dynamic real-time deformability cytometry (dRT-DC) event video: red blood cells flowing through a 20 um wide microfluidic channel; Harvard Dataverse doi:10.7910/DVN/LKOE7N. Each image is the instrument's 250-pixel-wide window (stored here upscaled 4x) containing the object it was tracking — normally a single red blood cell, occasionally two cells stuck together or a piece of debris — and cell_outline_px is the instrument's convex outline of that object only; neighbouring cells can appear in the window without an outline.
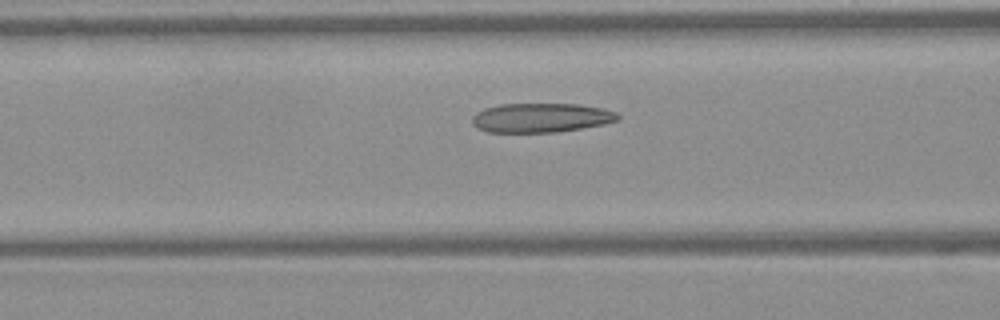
{"species": "Egyptian fruit bat (a non-hibernating species)", "species_latin": "Rousettus aegyptiacus", "temperature_condition": "warm", "stored_images_in_passage": 26, "camera_frame_rate_fps": 3000, "um_per_image_px": 0.085, "frame": {"image": 1, "passage_image": 6, "time_ms": 1.667, "image_size_px": [1000, 320], "cell_outline_px": [[620, 120], [604, 124], [556, 132], [488, 132], [476, 128], [472, 124], [472, 116], [476, 112], [484, 108], [500, 104], [576, 104], [600, 108], [616, 112], [620, 116]], "centroid_in_image_um": [45.95, 10.01], "position_along_channel_um": 120.7, "area_um2": 24.85}}
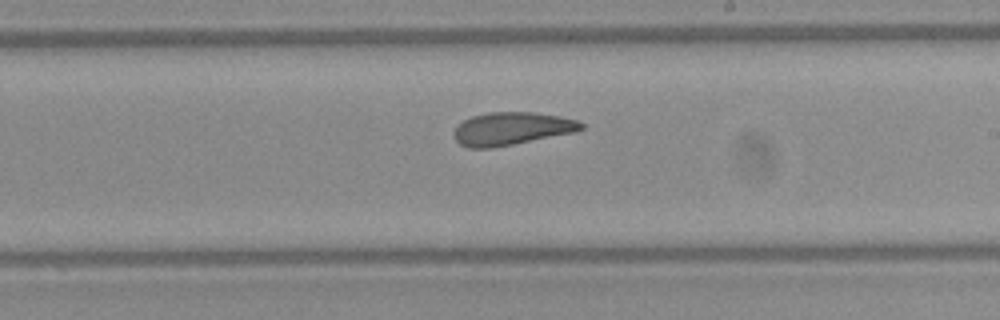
{"frame": {"image": 2, "passage_image": 15, "time_ms": 4.667, "image_size_px": [1000, 320], "cell_outline_px": [[584, 128], [576, 132], [492, 148], [468, 148], [460, 144], [456, 140], [452, 132], [464, 120], [472, 116], [488, 112], [532, 112], [560, 116], [580, 120], [584, 124]], "centroid_in_image_um": [43.51, 10.93], "position_along_channel_um": 245.5, "area_um2": 24.45}}
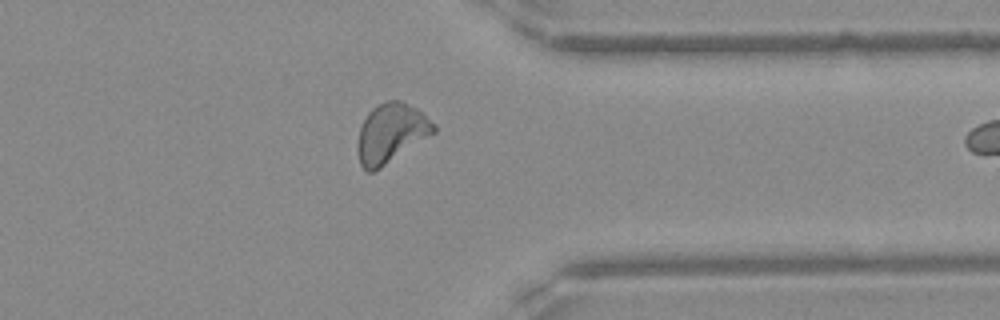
{"frame": {"image": 3, "passage_image": 25, "time_ms": 8.0, "image_size_px": [1000, 320], "cell_outline_px": [[436, 132], [380, 168], [372, 172], [368, 172], [360, 164], [356, 148], [360, 128], [368, 112], [372, 108], [388, 100], [400, 100], [416, 108], [436, 124]], "centroid_in_image_um": [33.23, 11.32], "position_along_channel_um": 378.2, "area_um2": 26.13}}